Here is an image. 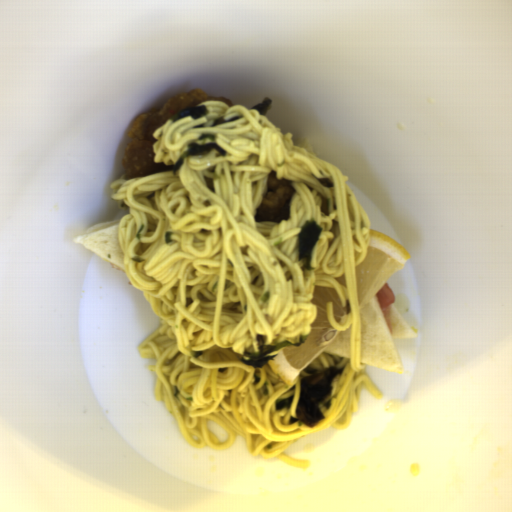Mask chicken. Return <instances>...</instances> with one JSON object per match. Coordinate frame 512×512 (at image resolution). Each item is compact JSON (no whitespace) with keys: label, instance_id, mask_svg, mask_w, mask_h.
Instances as JSON below:
<instances>
[{"label":"chicken","instance_id":"chicken-1","mask_svg":"<svg viewBox=\"0 0 512 512\" xmlns=\"http://www.w3.org/2000/svg\"><path fill=\"white\" fill-rule=\"evenodd\" d=\"M205 101H220L234 106L230 99L223 96L209 97L202 89L168 97L158 108L140 114L133 122L127 135L122 171L127 178L148 176L162 171H174L175 165L155 163L153 150L156 140L153 133L162 127L172 116Z\"/></svg>","mask_w":512,"mask_h":512},{"label":"chicken","instance_id":"chicken-2","mask_svg":"<svg viewBox=\"0 0 512 512\" xmlns=\"http://www.w3.org/2000/svg\"><path fill=\"white\" fill-rule=\"evenodd\" d=\"M295 192L292 180H279L276 171H271L266 179V193L254 217L256 222L287 221L290 218L291 198Z\"/></svg>","mask_w":512,"mask_h":512},{"label":"chicken","instance_id":"chicken-3","mask_svg":"<svg viewBox=\"0 0 512 512\" xmlns=\"http://www.w3.org/2000/svg\"><path fill=\"white\" fill-rule=\"evenodd\" d=\"M320 200H321V211L329 216V205H328V199L323 196L320 192L318 193Z\"/></svg>","mask_w":512,"mask_h":512},{"label":"chicken","instance_id":"chicken-4","mask_svg":"<svg viewBox=\"0 0 512 512\" xmlns=\"http://www.w3.org/2000/svg\"><path fill=\"white\" fill-rule=\"evenodd\" d=\"M205 182L207 184L208 189L211 192H215L214 179H212L211 177L205 176Z\"/></svg>","mask_w":512,"mask_h":512}]
</instances>
